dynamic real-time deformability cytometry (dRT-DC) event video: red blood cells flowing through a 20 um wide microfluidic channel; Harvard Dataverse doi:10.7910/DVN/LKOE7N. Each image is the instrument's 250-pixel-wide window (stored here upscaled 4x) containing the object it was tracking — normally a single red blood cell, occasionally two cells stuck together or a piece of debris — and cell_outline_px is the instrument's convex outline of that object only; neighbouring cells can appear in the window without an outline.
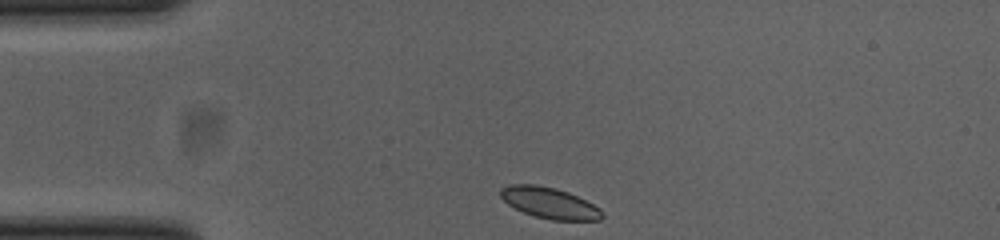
{"species": "common noctule bat (a hibernating species)", "species_latin": "Nyctalus noctula", "temperature_condition": "cold", "stored_images_in_passage": 33, "camera_frame_rate_fps": 3000, "um_per_image_px": 0.085, "animal": {"sex": "female", "body_mass_g": 23.0, "forearm_length_mm": 53.4}, "frame": {"image": 1, "passage_image": 1, "time_ms": 0.0, "image_size_px": [1000, 240], "cell_outline_px": [[604, 216], [600, 220], [552, 220], [536, 216], [524, 212], [508, 204], [500, 196], [500, 188], [508, 184], [536, 184], [556, 188], [568, 192], [600, 208], [604, 212]], "centroid_in_image_um": [46.7, 17.24], "position_along_channel_um": 38.3, "area_um2": 18.32}}
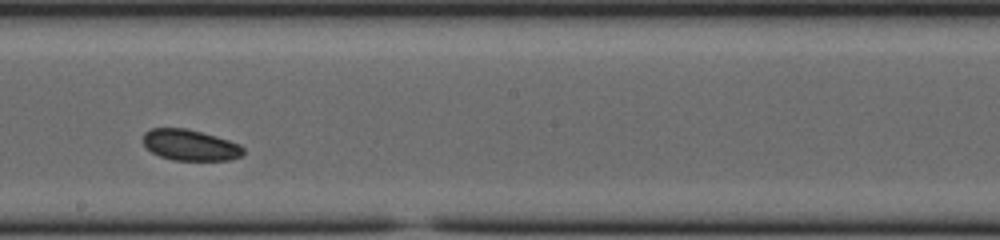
{"frame": {"image": 2, "passage_image": 19, "time_ms": 6.0, "image_size_px": [1000, 240], "cell_outline_px": [[244, 152], [240, 156], [232, 160], [172, 160], [160, 156], [152, 152], [144, 144], [144, 132], [152, 128], [184, 128], [216, 136], [240, 144], [244, 148]], "centroid_in_image_um": [16.18, 12.34], "position_along_channel_um": 232.0, "area_um2": 17.98}}
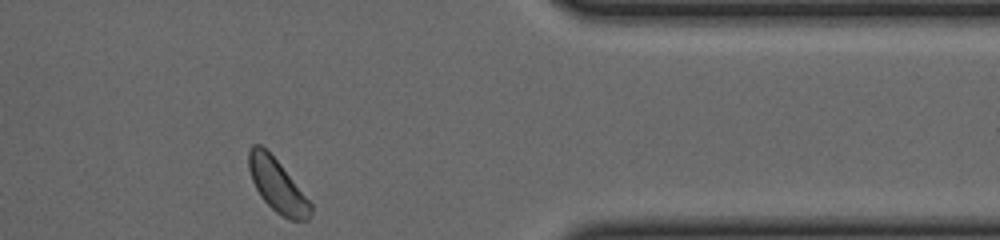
{"frame": {"image": 3, "passage_image": 33, "time_ms": 10.667, "image_size_px": [1000, 240], "cell_outline_px": [[312, 212], [308, 220], [288, 220], [276, 212], [260, 196], [252, 180], [248, 168], [248, 152], [252, 144], [260, 144], [280, 164], [312, 204]], "centroid_in_image_um": [23.56, 15.79], "position_along_channel_um": 387.8, "area_um2": 18.84}, "authors_computed_cell_mechanics": {"area_um2": 18.6116, "velocity_mm_per_s": 3.774, "shape_relaxation_time_tau1_ms": 2.7255, "shape_relaxation_time_tau2_ms": null, "deformation_change_tau1": 0.0537, "deformation_change_tau2": null}}